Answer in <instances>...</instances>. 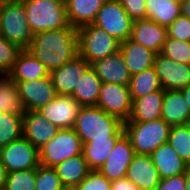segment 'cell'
I'll list each match as a JSON object with an SVG mask.
<instances>
[{
  "label": "cell",
  "mask_w": 190,
  "mask_h": 190,
  "mask_svg": "<svg viewBox=\"0 0 190 190\" xmlns=\"http://www.w3.org/2000/svg\"><path fill=\"white\" fill-rule=\"evenodd\" d=\"M135 154L130 139L124 133L98 171L110 182L124 178Z\"/></svg>",
  "instance_id": "13"
},
{
  "label": "cell",
  "mask_w": 190,
  "mask_h": 190,
  "mask_svg": "<svg viewBox=\"0 0 190 190\" xmlns=\"http://www.w3.org/2000/svg\"><path fill=\"white\" fill-rule=\"evenodd\" d=\"M37 169L8 173L5 190H35Z\"/></svg>",
  "instance_id": "35"
},
{
  "label": "cell",
  "mask_w": 190,
  "mask_h": 190,
  "mask_svg": "<svg viewBox=\"0 0 190 190\" xmlns=\"http://www.w3.org/2000/svg\"><path fill=\"white\" fill-rule=\"evenodd\" d=\"M146 19L168 27L181 15L180 0H146Z\"/></svg>",
  "instance_id": "28"
},
{
  "label": "cell",
  "mask_w": 190,
  "mask_h": 190,
  "mask_svg": "<svg viewBox=\"0 0 190 190\" xmlns=\"http://www.w3.org/2000/svg\"><path fill=\"white\" fill-rule=\"evenodd\" d=\"M133 22L118 0H107L92 24L122 43L130 38Z\"/></svg>",
  "instance_id": "8"
},
{
  "label": "cell",
  "mask_w": 190,
  "mask_h": 190,
  "mask_svg": "<svg viewBox=\"0 0 190 190\" xmlns=\"http://www.w3.org/2000/svg\"><path fill=\"white\" fill-rule=\"evenodd\" d=\"M184 177L186 182V190H190V164H187Z\"/></svg>",
  "instance_id": "45"
},
{
  "label": "cell",
  "mask_w": 190,
  "mask_h": 190,
  "mask_svg": "<svg viewBox=\"0 0 190 190\" xmlns=\"http://www.w3.org/2000/svg\"><path fill=\"white\" fill-rule=\"evenodd\" d=\"M76 190H111V182L98 170L90 173L75 187Z\"/></svg>",
  "instance_id": "38"
},
{
  "label": "cell",
  "mask_w": 190,
  "mask_h": 190,
  "mask_svg": "<svg viewBox=\"0 0 190 190\" xmlns=\"http://www.w3.org/2000/svg\"><path fill=\"white\" fill-rule=\"evenodd\" d=\"M107 0H67L66 12L69 24L79 28L92 24L98 11Z\"/></svg>",
  "instance_id": "25"
},
{
  "label": "cell",
  "mask_w": 190,
  "mask_h": 190,
  "mask_svg": "<svg viewBox=\"0 0 190 190\" xmlns=\"http://www.w3.org/2000/svg\"><path fill=\"white\" fill-rule=\"evenodd\" d=\"M0 34L9 42L27 49L32 42L24 2L22 0H4L0 6Z\"/></svg>",
  "instance_id": "4"
},
{
  "label": "cell",
  "mask_w": 190,
  "mask_h": 190,
  "mask_svg": "<svg viewBox=\"0 0 190 190\" xmlns=\"http://www.w3.org/2000/svg\"><path fill=\"white\" fill-rule=\"evenodd\" d=\"M17 44L11 43L0 34V71L3 74H8L22 51Z\"/></svg>",
  "instance_id": "36"
},
{
  "label": "cell",
  "mask_w": 190,
  "mask_h": 190,
  "mask_svg": "<svg viewBox=\"0 0 190 190\" xmlns=\"http://www.w3.org/2000/svg\"><path fill=\"white\" fill-rule=\"evenodd\" d=\"M128 86L132 100L162 89L154 66L132 75Z\"/></svg>",
  "instance_id": "30"
},
{
  "label": "cell",
  "mask_w": 190,
  "mask_h": 190,
  "mask_svg": "<svg viewBox=\"0 0 190 190\" xmlns=\"http://www.w3.org/2000/svg\"><path fill=\"white\" fill-rule=\"evenodd\" d=\"M120 52L131 75L154 66L156 53L130 39L120 43Z\"/></svg>",
  "instance_id": "23"
},
{
  "label": "cell",
  "mask_w": 190,
  "mask_h": 190,
  "mask_svg": "<svg viewBox=\"0 0 190 190\" xmlns=\"http://www.w3.org/2000/svg\"><path fill=\"white\" fill-rule=\"evenodd\" d=\"M161 54L179 64L190 65V41H180L167 36Z\"/></svg>",
  "instance_id": "34"
},
{
  "label": "cell",
  "mask_w": 190,
  "mask_h": 190,
  "mask_svg": "<svg viewBox=\"0 0 190 190\" xmlns=\"http://www.w3.org/2000/svg\"><path fill=\"white\" fill-rule=\"evenodd\" d=\"M81 107L73 96L57 95L37 111L58 129H68L74 128L76 117Z\"/></svg>",
  "instance_id": "12"
},
{
  "label": "cell",
  "mask_w": 190,
  "mask_h": 190,
  "mask_svg": "<svg viewBox=\"0 0 190 190\" xmlns=\"http://www.w3.org/2000/svg\"><path fill=\"white\" fill-rule=\"evenodd\" d=\"M181 15L190 19V0H180Z\"/></svg>",
  "instance_id": "44"
},
{
  "label": "cell",
  "mask_w": 190,
  "mask_h": 190,
  "mask_svg": "<svg viewBox=\"0 0 190 190\" xmlns=\"http://www.w3.org/2000/svg\"><path fill=\"white\" fill-rule=\"evenodd\" d=\"M62 187L63 184L53 167L38 166L35 190H60Z\"/></svg>",
  "instance_id": "37"
},
{
  "label": "cell",
  "mask_w": 190,
  "mask_h": 190,
  "mask_svg": "<svg viewBox=\"0 0 190 190\" xmlns=\"http://www.w3.org/2000/svg\"><path fill=\"white\" fill-rule=\"evenodd\" d=\"M90 67V64L77 55L74 59L66 64L50 72V77L53 81L57 95H72L79 79L85 71Z\"/></svg>",
  "instance_id": "15"
},
{
  "label": "cell",
  "mask_w": 190,
  "mask_h": 190,
  "mask_svg": "<svg viewBox=\"0 0 190 190\" xmlns=\"http://www.w3.org/2000/svg\"><path fill=\"white\" fill-rule=\"evenodd\" d=\"M126 178L142 190H155L161 180L150 155L142 154L134 155Z\"/></svg>",
  "instance_id": "19"
},
{
  "label": "cell",
  "mask_w": 190,
  "mask_h": 190,
  "mask_svg": "<svg viewBox=\"0 0 190 190\" xmlns=\"http://www.w3.org/2000/svg\"><path fill=\"white\" fill-rule=\"evenodd\" d=\"M4 74L0 71V78L3 76Z\"/></svg>",
  "instance_id": "49"
},
{
  "label": "cell",
  "mask_w": 190,
  "mask_h": 190,
  "mask_svg": "<svg viewBox=\"0 0 190 190\" xmlns=\"http://www.w3.org/2000/svg\"><path fill=\"white\" fill-rule=\"evenodd\" d=\"M23 136V114L0 113V148Z\"/></svg>",
  "instance_id": "32"
},
{
  "label": "cell",
  "mask_w": 190,
  "mask_h": 190,
  "mask_svg": "<svg viewBox=\"0 0 190 190\" xmlns=\"http://www.w3.org/2000/svg\"><path fill=\"white\" fill-rule=\"evenodd\" d=\"M102 81L95 71L89 67L73 91V96L82 106H96L102 87Z\"/></svg>",
  "instance_id": "26"
},
{
  "label": "cell",
  "mask_w": 190,
  "mask_h": 190,
  "mask_svg": "<svg viewBox=\"0 0 190 190\" xmlns=\"http://www.w3.org/2000/svg\"><path fill=\"white\" fill-rule=\"evenodd\" d=\"M181 91L184 95L185 100L187 101L189 108H190V84L188 86L184 87Z\"/></svg>",
  "instance_id": "46"
},
{
  "label": "cell",
  "mask_w": 190,
  "mask_h": 190,
  "mask_svg": "<svg viewBox=\"0 0 190 190\" xmlns=\"http://www.w3.org/2000/svg\"><path fill=\"white\" fill-rule=\"evenodd\" d=\"M60 190H76L75 187L63 186Z\"/></svg>",
  "instance_id": "47"
},
{
  "label": "cell",
  "mask_w": 190,
  "mask_h": 190,
  "mask_svg": "<svg viewBox=\"0 0 190 190\" xmlns=\"http://www.w3.org/2000/svg\"><path fill=\"white\" fill-rule=\"evenodd\" d=\"M118 139L92 140L83 144L82 154L91 170H99Z\"/></svg>",
  "instance_id": "29"
},
{
  "label": "cell",
  "mask_w": 190,
  "mask_h": 190,
  "mask_svg": "<svg viewBox=\"0 0 190 190\" xmlns=\"http://www.w3.org/2000/svg\"><path fill=\"white\" fill-rule=\"evenodd\" d=\"M124 133L130 139L136 154L150 155L168 142L171 126L162 118L148 122H125Z\"/></svg>",
  "instance_id": "3"
},
{
  "label": "cell",
  "mask_w": 190,
  "mask_h": 190,
  "mask_svg": "<svg viewBox=\"0 0 190 190\" xmlns=\"http://www.w3.org/2000/svg\"><path fill=\"white\" fill-rule=\"evenodd\" d=\"M63 186L76 187L91 171L83 154L68 158L54 167Z\"/></svg>",
  "instance_id": "27"
},
{
  "label": "cell",
  "mask_w": 190,
  "mask_h": 190,
  "mask_svg": "<svg viewBox=\"0 0 190 190\" xmlns=\"http://www.w3.org/2000/svg\"><path fill=\"white\" fill-rule=\"evenodd\" d=\"M7 75L14 82H24L48 77L50 72L27 49H23L18 54L12 70Z\"/></svg>",
  "instance_id": "22"
},
{
  "label": "cell",
  "mask_w": 190,
  "mask_h": 190,
  "mask_svg": "<svg viewBox=\"0 0 190 190\" xmlns=\"http://www.w3.org/2000/svg\"><path fill=\"white\" fill-rule=\"evenodd\" d=\"M132 103L128 85L103 83L96 106L125 123L130 118Z\"/></svg>",
  "instance_id": "10"
},
{
  "label": "cell",
  "mask_w": 190,
  "mask_h": 190,
  "mask_svg": "<svg viewBox=\"0 0 190 190\" xmlns=\"http://www.w3.org/2000/svg\"><path fill=\"white\" fill-rule=\"evenodd\" d=\"M169 38L180 41H190V19L183 15L178 16L173 23L167 27Z\"/></svg>",
  "instance_id": "39"
},
{
  "label": "cell",
  "mask_w": 190,
  "mask_h": 190,
  "mask_svg": "<svg viewBox=\"0 0 190 190\" xmlns=\"http://www.w3.org/2000/svg\"><path fill=\"white\" fill-rule=\"evenodd\" d=\"M168 143L186 164H190V123L172 126Z\"/></svg>",
  "instance_id": "33"
},
{
  "label": "cell",
  "mask_w": 190,
  "mask_h": 190,
  "mask_svg": "<svg viewBox=\"0 0 190 190\" xmlns=\"http://www.w3.org/2000/svg\"><path fill=\"white\" fill-rule=\"evenodd\" d=\"M111 190H142L133 184L128 178H120L111 182Z\"/></svg>",
  "instance_id": "42"
},
{
  "label": "cell",
  "mask_w": 190,
  "mask_h": 190,
  "mask_svg": "<svg viewBox=\"0 0 190 190\" xmlns=\"http://www.w3.org/2000/svg\"><path fill=\"white\" fill-rule=\"evenodd\" d=\"M161 118L171 127L190 123V108L181 90H164Z\"/></svg>",
  "instance_id": "20"
},
{
  "label": "cell",
  "mask_w": 190,
  "mask_h": 190,
  "mask_svg": "<svg viewBox=\"0 0 190 190\" xmlns=\"http://www.w3.org/2000/svg\"><path fill=\"white\" fill-rule=\"evenodd\" d=\"M58 128L45 119L39 111H24L23 136L38 150L53 139Z\"/></svg>",
  "instance_id": "16"
},
{
  "label": "cell",
  "mask_w": 190,
  "mask_h": 190,
  "mask_svg": "<svg viewBox=\"0 0 190 190\" xmlns=\"http://www.w3.org/2000/svg\"><path fill=\"white\" fill-rule=\"evenodd\" d=\"M0 158L8 173L37 169L39 150L24 136L0 148Z\"/></svg>",
  "instance_id": "9"
},
{
  "label": "cell",
  "mask_w": 190,
  "mask_h": 190,
  "mask_svg": "<svg viewBox=\"0 0 190 190\" xmlns=\"http://www.w3.org/2000/svg\"><path fill=\"white\" fill-rule=\"evenodd\" d=\"M0 112L24 114L18 87L7 74L0 78Z\"/></svg>",
  "instance_id": "31"
},
{
  "label": "cell",
  "mask_w": 190,
  "mask_h": 190,
  "mask_svg": "<svg viewBox=\"0 0 190 190\" xmlns=\"http://www.w3.org/2000/svg\"><path fill=\"white\" fill-rule=\"evenodd\" d=\"M164 90L149 93L132 103V111L127 122H148L161 118Z\"/></svg>",
  "instance_id": "24"
},
{
  "label": "cell",
  "mask_w": 190,
  "mask_h": 190,
  "mask_svg": "<svg viewBox=\"0 0 190 190\" xmlns=\"http://www.w3.org/2000/svg\"><path fill=\"white\" fill-rule=\"evenodd\" d=\"M15 84L24 111H36L57 96L50 76Z\"/></svg>",
  "instance_id": "11"
},
{
  "label": "cell",
  "mask_w": 190,
  "mask_h": 190,
  "mask_svg": "<svg viewBox=\"0 0 190 190\" xmlns=\"http://www.w3.org/2000/svg\"><path fill=\"white\" fill-rule=\"evenodd\" d=\"M154 67L163 90H182L190 84L188 64H179L159 53L155 56Z\"/></svg>",
  "instance_id": "14"
},
{
  "label": "cell",
  "mask_w": 190,
  "mask_h": 190,
  "mask_svg": "<svg viewBox=\"0 0 190 190\" xmlns=\"http://www.w3.org/2000/svg\"><path fill=\"white\" fill-rule=\"evenodd\" d=\"M130 18L135 20L146 19V0H118Z\"/></svg>",
  "instance_id": "40"
},
{
  "label": "cell",
  "mask_w": 190,
  "mask_h": 190,
  "mask_svg": "<svg viewBox=\"0 0 190 190\" xmlns=\"http://www.w3.org/2000/svg\"><path fill=\"white\" fill-rule=\"evenodd\" d=\"M167 36V27L161 26L149 19H141L133 22L129 39L159 54L162 51Z\"/></svg>",
  "instance_id": "17"
},
{
  "label": "cell",
  "mask_w": 190,
  "mask_h": 190,
  "mask_svg": "<svg viewBox=\"0 0 190 190\" xmlns=\"http://www.w3.org/2000/svg\"><path fill=\"white\" fill-rule=\"evenodd\" d=\"M150 157L161 179L184 174L187 167L168 142L160 145L150 154Z\"/></svg>",
  "instance_id": "21"
},
{
  "label": "cell",
  "mask_w": 190,
  "mask_h": 190,
  "mask_svg": "<svg viewBox=\"0 0 190 190\" xmlns=\"http://www.w3.org/2000/svg\"><path fill=\"white\" fill-rule=\"evenodd\" d=\"M83 143L74 128L59 129L56 136L39 149L40 165L55 167L82 154Z\"/></svg>",
  "instance_id": "7"
},
{
  "label": "cell",
  "mask_w": 190,
  "mask_h": 190,
  "mask_svg": "<svg viewBox=\"0 0 190 190\" xmlns=\"http://www.w3.org/2000/svg\"><path fill=\"white\" fill-rule=\"evenodd\" d=\"M155 190H186L184 174L161 179Z\"/></svg>",
  "instance_id": "41"
},
{
  "label": "cell",
  "mask_w": 190,
  "mask_h": 190,
  "mask_svg": "<svg viewBox=\"0 0 190 190\" xmlns=\"http://www.w3.org/2000/svg\"><path fill=\"white\" fill-rule=\"evenodd\" d=\"M90 67L101 79L102 83L129 85L132 75L120 50L115 54L93 62Z\"/></svg>",
  "instance_id": "18"
},
{
  "label": "cell",
  "mask_w": 190,
  "mask_h": 190,
  "mask_svg": "<svg viewBox=\"0 0 190 190\" xmlns=\"http://www.w3.org/2000/svg\"><path fill=\"white\" fill-rule=\"evenodd\" d=\"M27 50L51 72L79 55L78 28L69 25L36 33Z\"/></svg>",
  "instance_id": "1"
},
{
  "label": "cell",
  "mask_w": 190,
  "mask_h": 190,
  "mask_svg": "<svg viewBox=\"0 0 190 190\" xmlns=\"http://www.w3.org/2000/svg\"><path fill=\"white\" fill-rule=\"evenodd\" d=\"M79 55L90 65L120 50V42L94 24L78 28Z\"/></svg>",
  "instance_id": "6"
},
{
  "label": "cell",
  "mask_w": 190,
  "mask_h": 190,
  "mask_svg": "<svg viewBox=\"0 0 190 190\" xmlns=\"http://www.w3.org/2000/svg\"><path fill=\"white\" fill-rule=\"evenodd\" d=\"M7 175H8L7 169L2 164L0 158V189H3L5 187Z\"/></svg>",
  "instance_id": "43"
},
{
  "label": "cell",
  "mask_w": 190,
  "mask_h": 190,
  "mask_svg": "<svg viewBox=\"0 0 190 190\" xmlns=\"http://www.w3.org/2000/svg\"><path fill=\"white\" fill-rule=\"evenodd\" d=\"M74 130L82 143L101 139H119L124 134L123 122L97 106L81 107Z\"/></svg>",
  "instance_id": "2"
},
{
  "label": "cell",
  "mask_w": 190,
  "mask_h": 190,
  "mask_svg": "<svg viewBox=\"0 0 190 190\" xmlns=\"http://www.w3.org/2000/svg\"><path fill=\"white\" fill-rule=\"evenodd\" d=\"M51 1H56L58 3H62V4H65L67 3V0H51Z\"/></svg>",
  "instance_id": "48"
},
{
  "label": "cell",
  "mask_w": 190,
  "mask_h": 190,
  "mask_svg": "<svg viewBox=\"0 0 190 190\" xmlns=\"http://www.w3.org/2000/svg\"><path fill=\"white\" fill-rule=\"evenodd\" d=\"M34 34L68 27L66 5L51 0H22Z\"/></svg>",
  "instance_id": "5"
}]
</instances>
